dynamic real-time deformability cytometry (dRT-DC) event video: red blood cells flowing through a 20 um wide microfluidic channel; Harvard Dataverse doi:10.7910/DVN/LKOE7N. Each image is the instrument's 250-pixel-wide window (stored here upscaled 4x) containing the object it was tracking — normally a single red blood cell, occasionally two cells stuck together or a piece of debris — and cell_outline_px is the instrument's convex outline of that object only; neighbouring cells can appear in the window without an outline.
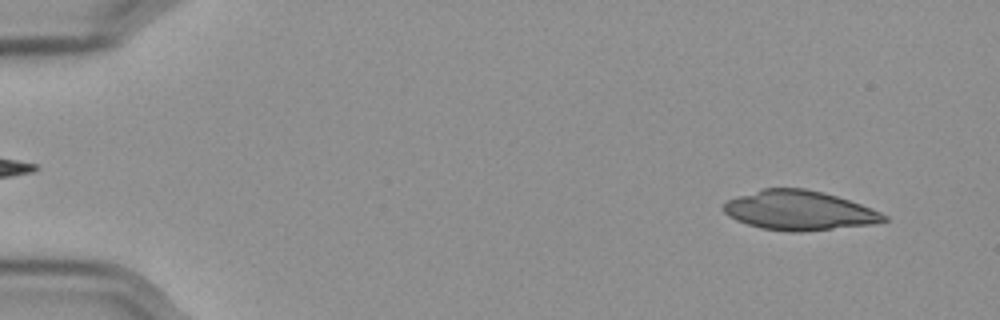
{"species": "Egyptian fruit bat (a non-hibernating species)", "species_latin": "Rousettus aegyptiacus", "temperature_condition": "cold", "stored_images_in_passage": 55, "camera_frame_rate_fps": 3000, "um_per_image_px": 0.085, "frame": {"image": 1, "passage_image": 4, "time_ms": 1.0, "image_size_px": [1000, 320], "cell_outline_px": [[888, 220], [872, 224], [800, 232], [788, 232], [760, 228], [736, 220], [728, 216], [724, 212], [724, 204], [728, 200], [764, 188], [804, 188], [824, 192], [872, 208], [888, 216]], "centroid_in_image_um": [67.94, 17.89], "position_along_channel_um": 17.1, "area_um2": 36.59}}